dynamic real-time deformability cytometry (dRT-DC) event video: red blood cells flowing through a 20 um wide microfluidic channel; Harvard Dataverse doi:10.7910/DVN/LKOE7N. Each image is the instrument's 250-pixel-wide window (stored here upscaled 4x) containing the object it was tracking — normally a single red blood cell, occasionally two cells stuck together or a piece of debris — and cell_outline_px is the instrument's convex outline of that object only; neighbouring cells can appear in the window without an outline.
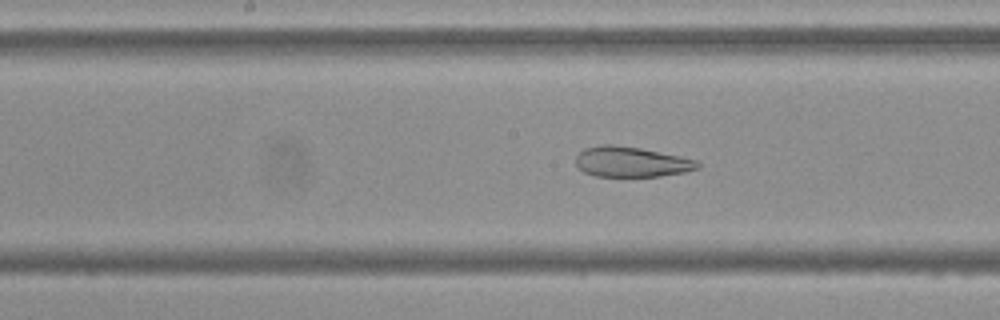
{"species": "Egyptian fruit bat (a non-hibernating species)", "species_latin": "Rousettus aegyptiacus", "temperature_condition": "cold", "stored_images_in_passage": 53, "camera_frame_rate_fps": 3000, "um_per_image_px": 0.085, "frame": {"image": 1, "passage_image": 26, "time_ms": 8.333, "image_size_px": [1000, 320], "cell_outline_px": [[700, 168], [684, 172], [660, 176], [596, 176], [584, 172], [576, 168], [576, 156], [584, 148], [600, 144], [612, 144], [640, 148], [680, 156], [696, 160], [700, 164]], "centroid_in_image_um": [53.63, 13.75], "position_along_channel_um": 194.6, "area_um2": 21.56}}
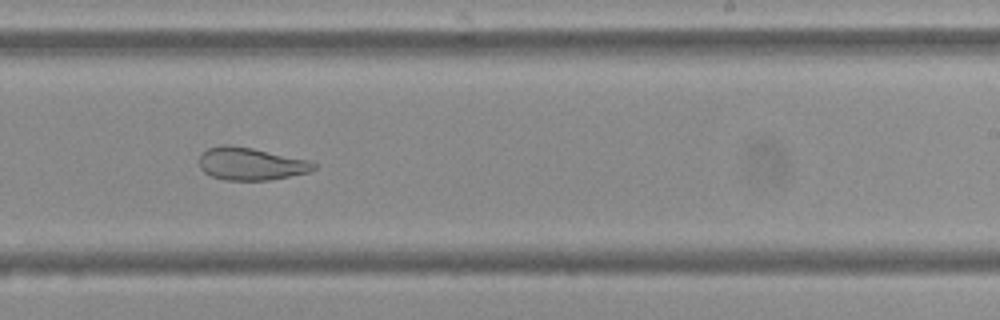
{"frame": {"image": 2, "passage_image": 32, "time_ms": 10.333, "image_size_px": [1000, 320], "cell_outline_px": [[320, 164], [316, 168], [308, 172], [268, 180], [224, 180], [212, 176], [204, 172], [200, 168], [200, 156], [208, 148], [220, 144], [228, 144], [252, 148], [308, 160]], "centroid_in_image_um": [21.32, 13.92], "position_along_channel_um": 267.7, "area_um2": 21.68}}
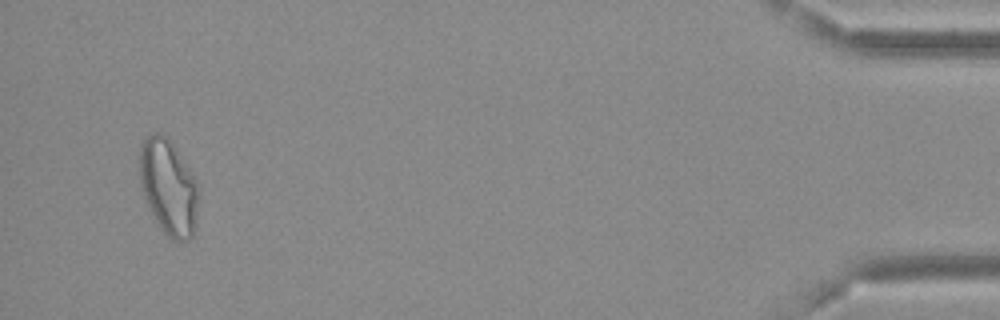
{"frame": {"image": 3, "passage_image": 51, "time_ms": 16.667, "image_size_px": [1000, 320], "cell_outline_px": [[200, 188], [196, 224], [192, 236], [188, 240], [172, 240], [160, 228], [144, 196], [140, 184], [140, 148], [144, 140], [152, 132], [160, 132], [172, 140], [192, 172]], "centroid_in_image_um": [14.36, 15.87], "position_along_channel_um": 420.8, "area_um2": 33.12}, "authors_computed_cell_mechanics": {"area_um2": 28.2064, "velocity_mm_per_s": 3.6654, "shape_relaxation_time_tau1_ms": null, "shape_relaxation_time_tau2_ms": 2.5187, "deformation_change_tau1": null, "deformation_change_tau2": 0.1013}}